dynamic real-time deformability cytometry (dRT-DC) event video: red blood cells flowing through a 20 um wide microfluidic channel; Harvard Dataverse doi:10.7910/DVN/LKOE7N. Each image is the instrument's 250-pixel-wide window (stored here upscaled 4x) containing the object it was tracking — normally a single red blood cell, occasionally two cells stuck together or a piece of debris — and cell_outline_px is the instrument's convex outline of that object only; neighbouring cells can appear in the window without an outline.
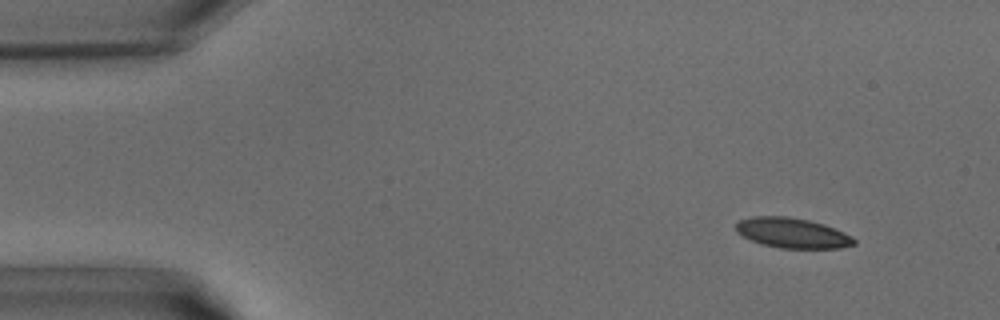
{"species": "common noctule bat (a hibernating species)", "species_latin": "Nyctalus noctula", "temperature_condition": "warm", "stored_images_in_passage": 36, "camera_frame_rate_fps": 3000, "um_per_image_px": 0.085, "animal": {"sex": "male", "body_mass_g": 15.6}, "frame": {"image": 1, "passage_image": 1, "time_ms": 0.0, "image_size_px": [1000, 320], "cell_outline_px": [[856, 244], [840, 248], [780, 248], [764, 244], [752, 240], [736, 232], [736, 224], [740, 220], [752, 216], [788, 216], [808, 220], [824, 224], [844, 232], [852, 236], [856, 240]], "centroid_in_image_um": [67.38, 19.8], "position_along_channel_um": 17.6, "area_um2": 20.63}}
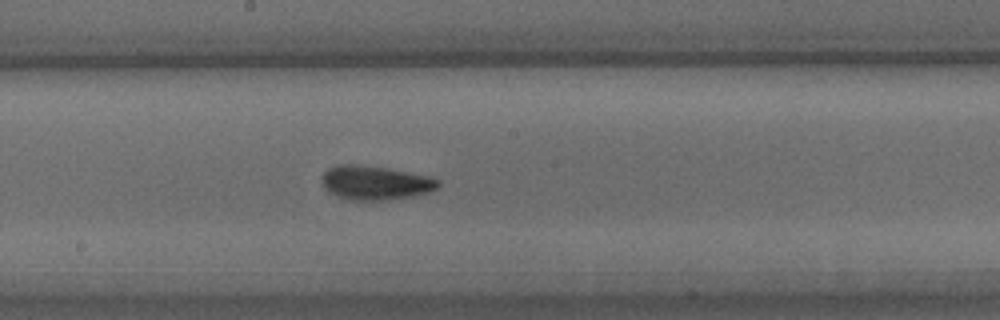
{"frame": {"image": 2, "passage_image": 18, "time_ms": 5.667, "image_size_px": [1000, 320], "cell_outline_px": [[440, 184], [436, 188], [428, 192], [412, 196], [384, 200], [352, 200], [336, 196], [328, 192], [324, 188], [320, 180], [320, 176], [328, 168], [340, 164], [352, 164], [388, 168], [428, 176], [440, 180]], "centroid_in_image_um": [31.84, 15.53], "position_along_channel_um": 216.4, "area_um2": 23.12}}
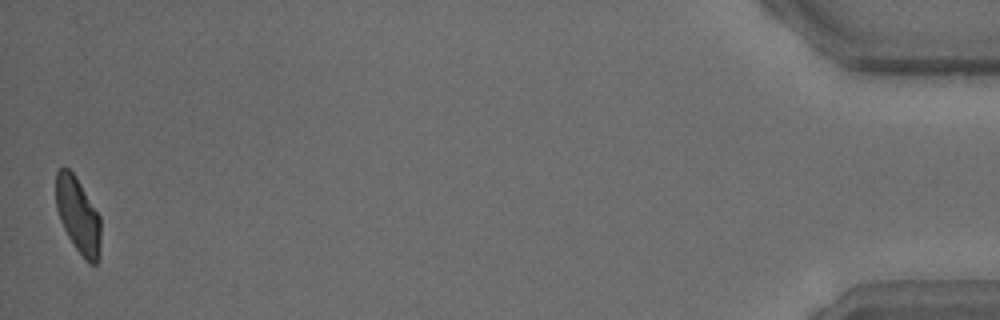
{"frame": {"image": 3, "passage_image": 36, "time_ms": 11.667, "image_size_px": [1000, 320], "cell_outline_px": [[100, 256], [96, 264], [88, 264], [84, 260], [72, 244], [60, 220], [56, 208], [56, 172], [60, 168], [68, 168], [76, 176], [100, 216]], "centroid_in_image_um": [6.64, 18.34], "position_along_channel_um": 428.6, "area_um2": 19.94}}